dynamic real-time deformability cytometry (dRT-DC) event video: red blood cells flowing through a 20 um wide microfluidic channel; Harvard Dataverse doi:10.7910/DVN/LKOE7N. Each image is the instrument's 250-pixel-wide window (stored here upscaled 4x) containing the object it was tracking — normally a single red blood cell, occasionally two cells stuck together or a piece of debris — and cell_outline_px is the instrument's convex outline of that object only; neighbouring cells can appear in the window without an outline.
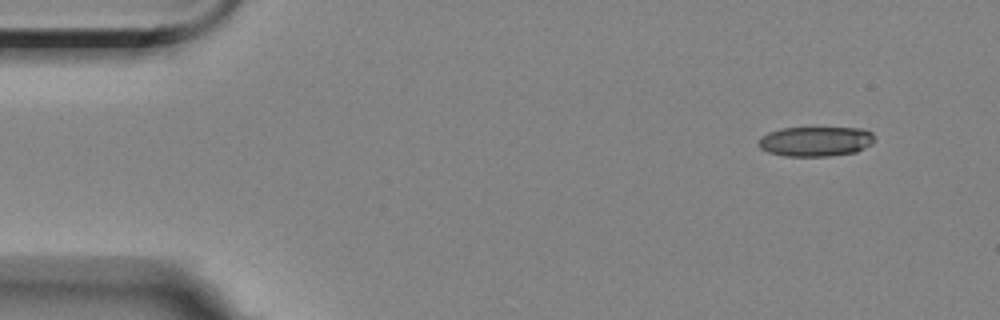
{"species": "Egyptian fruit bat (a non-hibernating species)", "species_latin": "Rousettus aegyptiacus", "temperature_condition": "room temperature", "stored_images_in_passage": 4, "camera_frame_rate_fps": 3000, "um_per_image_px": 0.085, "animal": {"sex": "female"}, "frame": {"image": 1, "passage_image": 1, "time_ms": 0.0, "image_size_px": [1000, 320], "cell_outline_px": [[876, 140], [872, 144], [856, 152], [828, 156], [784, 156], [768, 152], [760, 148], [760, 140], [768, 132], [780, 128], [864, 128], [872, 132]], "centroid_in_image_um": [69.38, 12.01], "position_along_channel_um": 15.6, "area_um2": 20.17}}
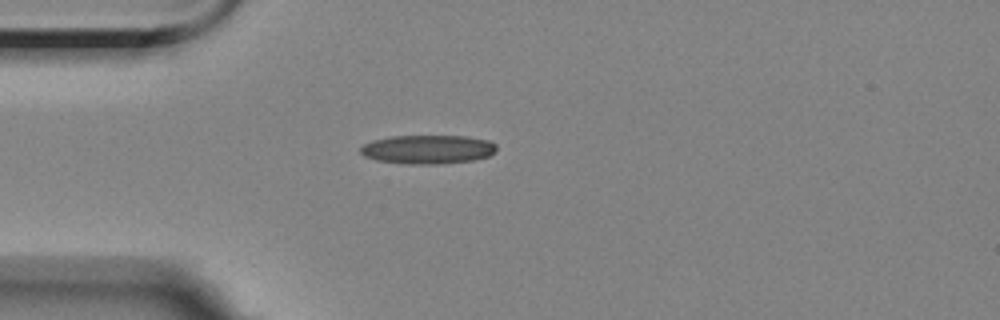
{"frame": {"image": 2, "passage_image": 4, "time_ms": 3.333, "image_size_px": [1000, 320], "cell_outline_px": [[496, 152], [488, 156], [472, 160], [436, 164], [408, 164], [376, 160], [364, 156], [360, 152], [360, 148], [364, 144], [372, 140], [392, 136], [464, 136], [488, 140], [496, 144]], "centroid_in_image_um": [36.35, 12.69], "position_along_channel_um": 48.6, "area_um2": 22.83}}